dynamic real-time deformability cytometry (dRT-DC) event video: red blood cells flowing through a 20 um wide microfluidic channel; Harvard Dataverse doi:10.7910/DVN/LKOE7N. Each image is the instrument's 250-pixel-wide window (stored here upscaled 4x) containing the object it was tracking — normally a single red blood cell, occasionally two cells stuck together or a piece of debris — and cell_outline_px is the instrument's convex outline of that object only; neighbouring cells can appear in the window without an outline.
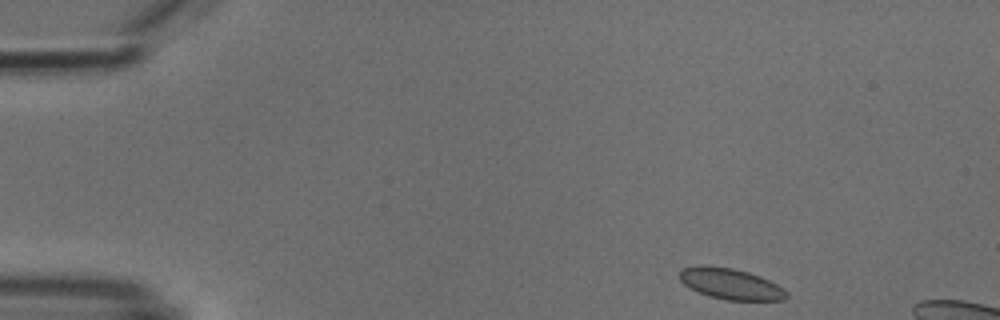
{"species": "common noctule bat (a hibernating species)", "species_latin": "Nyctalus noctula", "temperature_condition": "cold", "stored_images_in_passage": 5, "camera_frame_rate_fps": 3000, "um_per_image_px": 0.085, "animal": {"sex": "male", "body_mass_g": 18.8}, "frame": {"image": 1, "passage_image": 1, "time_ms": 0.0, "image_size_px": [1000, 320], "cell_outline_px": [[788, 296], [784, 300], [724, 300], [708, 296], [684, 284], [680, 280], [680, 268], [700, 264], [704, 264], [732, 268], [748, 272], [760, 276], [784, 288], [788, 292]], "centroid_in_image_um": [62.1, 24.11], "position_along_channel_um": 22.9, "area_um2": 19.42}}
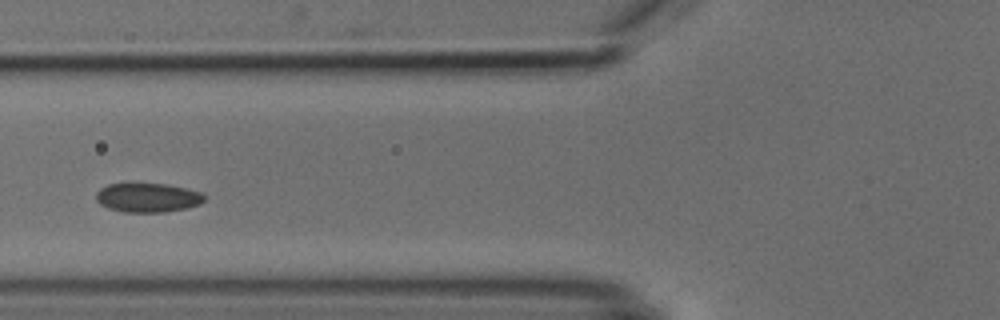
{"frame": {"image": 2, "passage_image": 5, "time_ms": 4.667, "image_size_px": [1000, 320], "cell_outline_px": [[204, 200], [200, 204], [188, 208], [164, 212], [124, 212], [108, 208], [100, 204], [96, 200], [96, 192], [100, 188], [108, 184], [128, 180], [132, 180], [168, 184], [200, 192], [204, 196]], "centroid_in_image_um": [12.49, 16.74], "position_along_channel_um": 113.3, "area_um2": 19.25}}